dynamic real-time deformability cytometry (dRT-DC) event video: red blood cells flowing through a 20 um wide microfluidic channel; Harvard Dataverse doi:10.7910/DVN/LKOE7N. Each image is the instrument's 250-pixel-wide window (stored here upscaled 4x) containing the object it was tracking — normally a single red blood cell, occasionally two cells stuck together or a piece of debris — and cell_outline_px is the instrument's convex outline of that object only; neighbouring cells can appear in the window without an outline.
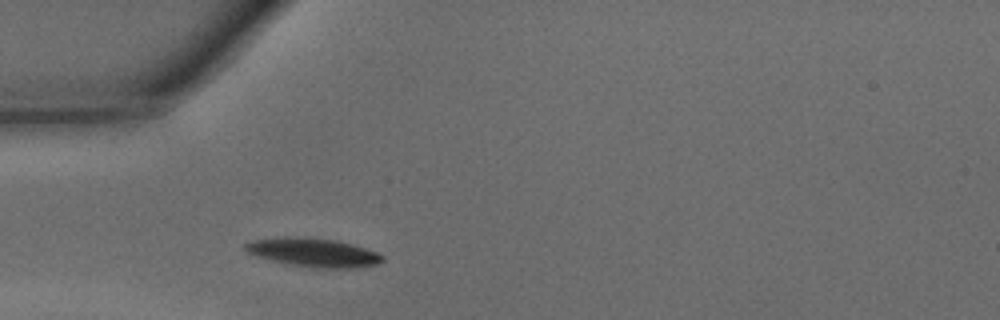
{"species": "common noctule bat (a hibernating species)", "species_latin": "Nyctalus noctula", "temperature_condition": "warm", "stored_images_in_passage": 28, "camera_frame_rate_fps": 3000, "um_per_image_px": 0.085, "animal": {"sex": "male", "body_mass_g": 15.6}, "frame": {"image": 1, "passage_image": 5, "time_ms": 1.333, "image_size_px": [1000, 320], "cell_outline_px": [[384, 260], [376, 264], [352, 268], [320, 268], [272, 260], [248, 252], [244, 248], [244, 244], [252, 240], [292, 236], [304, 236], [336, 240], [364, 248], [376, 252], [384, 256]], "centroid_in_image_um": [26.66, 21.44], "position_along_channel_um": 58.3, "area_um2": 22.43}}
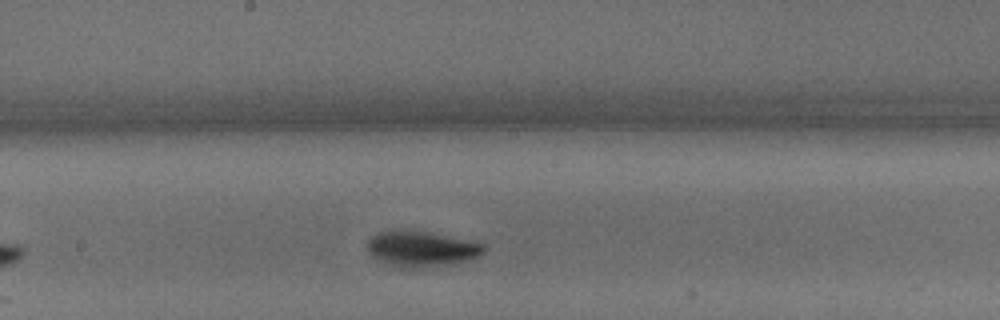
{"frame": {"image": 2, "passage_image": 16, "time_ms": 5.0, "image_size_px": [1000, 320], "cell_outline_px": [[484, 252], [480, 256], [452, 264], [424, 268], [396, 268], [372, 256], [368, 252], [368, 240], [376, 232], [428, 232], [484, 244]], "centroid_in_image_um": [35.81, 21.2], "position_along_channel_um": 212.4, "area_um2": 23.64}}
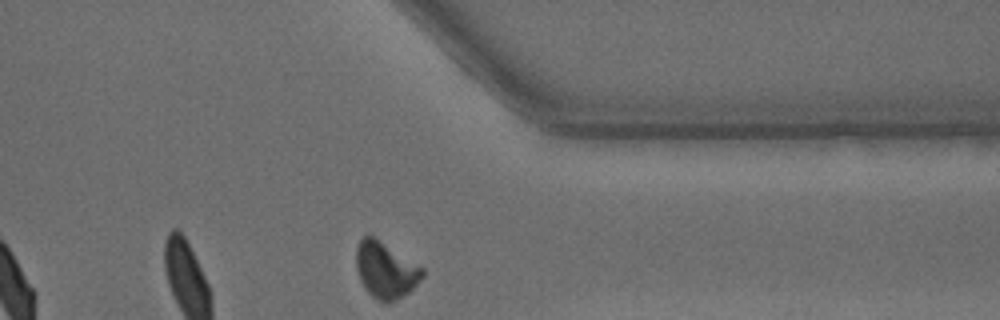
{"frame": {"image": 3, "passage_image": 28, "time_ms": 9.0, "image_size_px": [1000, 320], "cell_outline_px": [[424, 276], [408, 292], [396, 300], [388, 304], [384, 304], [372, 296], [364, 288], [360, 280], [356, 268], [356, 248], [360, 240], [364, 236], [372, 236], [424, 268]], "centroid_in_image_um": [32.76, 22.99], "position_along_channel_um": 378.6, "area_um2": 21.5}, "authors_computed_cell_mechanics": {"area_um2": 22.3397, "velocity_mm_per_s": 4.3, "shape_relaxation_time_tau1_ms": 1.9059, "shape_relaxation_time_tau2_ms": 2.2797, "deformation_change_tau1": 0.1174, "deformation_change_tau2": 0.0571}}